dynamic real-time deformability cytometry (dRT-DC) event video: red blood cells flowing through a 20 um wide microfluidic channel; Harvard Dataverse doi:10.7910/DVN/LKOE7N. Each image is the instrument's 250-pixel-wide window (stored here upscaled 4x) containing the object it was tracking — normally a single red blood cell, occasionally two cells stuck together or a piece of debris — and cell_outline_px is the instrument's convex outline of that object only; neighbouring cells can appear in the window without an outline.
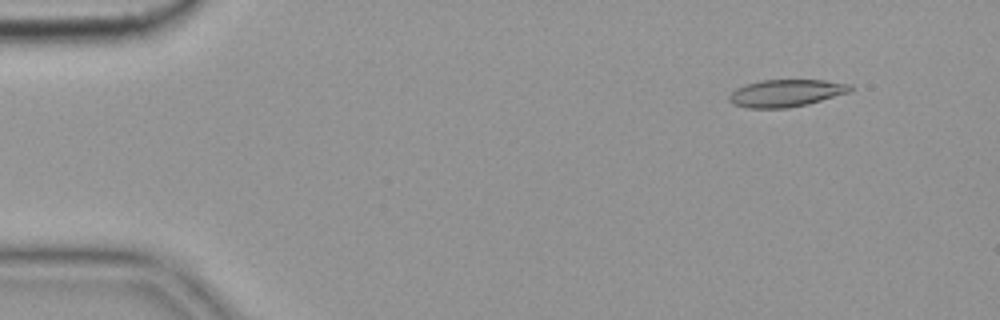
{"species": "common noctule bat (a hibernating species)", "species_latin": "Nyctalus noctula", "temperature_condition": "cold", "stored_images_in_passage": 4, "camera_frame_rate_fps": 3000, "um_per_image_px": 0.085, "animal": {"sex": "female", "body_mass_g": 19.9}, "frame": {"image": 1, "passage_image": 2, "time_ms": 0.333, "image_size_px": [1000, 320], "cell_outline_px": [[852, 88], [848, 92], [808, 104], [788, 108], [748, 108], [732, 104], [728, 100], [728, 96], [736, 88], [760, 80], [824, 80], [852, 84]], "centroid_in_image_um": [66.79, 7.91], "position_along_channel_um": 18.2, "area_um2": 19.19}}